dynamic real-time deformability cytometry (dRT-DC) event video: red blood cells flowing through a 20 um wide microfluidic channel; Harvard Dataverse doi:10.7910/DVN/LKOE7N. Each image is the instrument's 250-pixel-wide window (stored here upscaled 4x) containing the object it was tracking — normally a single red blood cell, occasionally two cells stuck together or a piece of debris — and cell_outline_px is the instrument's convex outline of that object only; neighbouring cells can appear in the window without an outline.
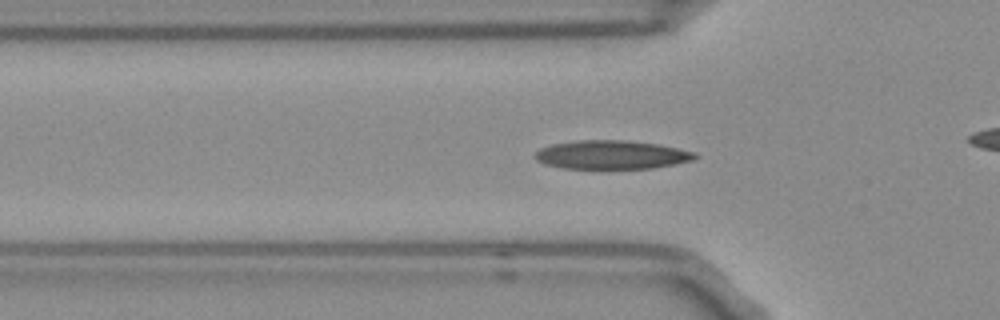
{"species": "Egyptian fruit bat (a non-hibernating species)", "species_latin": "Rousettus aegyptiacus", "temperature_condition": "room temperature", "stored_images_in_passage": 52, "camera_frame_rate_fps": 3000, "um_per_image_px": 0.085, "frame": {"image": 1, "passage_image": 14, "time_ms": 4.333, "image_size_px": [1000, 320], "cell_outline_px": [[696, 156], [684, 160], [664, 164], [640, 168], [576, 168], [552, 164], [540, 160], [536, 156], [544, 148], [560, 144], [648, 144], [672, 148], [688, 152]], "centroid_in_image_um": [51.96, 13.23], "position_along_channel_um": 73.8, "area_um2": 22.2}}
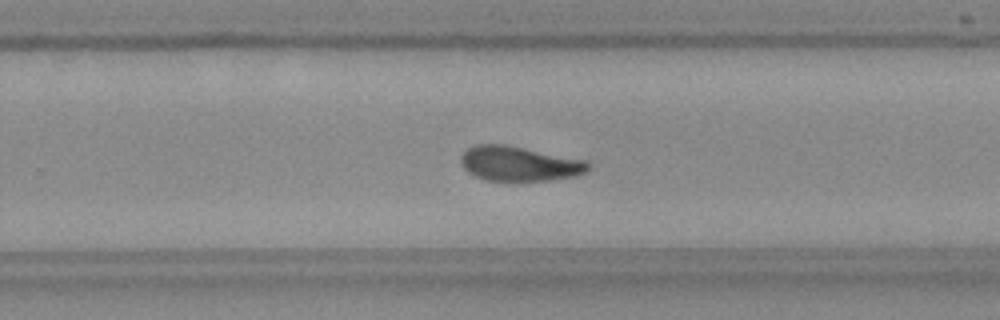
{"frame": {"image": 2, "passage_image": 31, "time_ms": 10.0, "image_size_px": [1000, 320], "cell_outline_px": [[584, 168], [580, 172], [560, 176], [532, 180], [500, 180], [484, 176], [468, 168], [464, 164], [464, 156], [472, 148], [512, 148], [584, 164]], "centroid_in_image_um": [44.0, 13.98], "position_along_channel_um": 285.8, "area_um2": 20.23}}
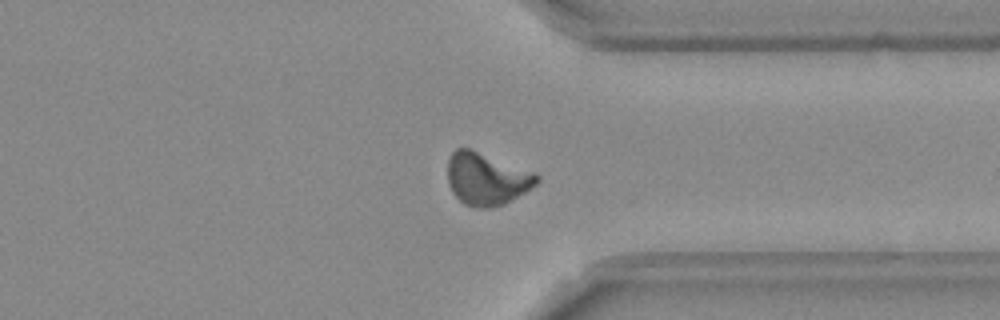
{"frame": {"image": 3, "passage_image": 38, "time_ms": 12.333, "image_size_px": [1000, 320], "cell_outline_px": [[536, 180], [528, 188], [496, 204], [468, 204], [452, 188], [448, 176], [448, 164], [452, 156], [460, 148], [468, 148], [536, 176]], "centroid_in_image_um": [41.25, 15.13], "position_along_channel_um": 370.1, "area_um2": 23.58}, "authors_computed_cell_mechanics": {"area_um2": 21.6461, "velocity_mm_per_s": 3.7247, "shape_relaxation_time_tau1_ms": null, "shape_relaxation_time_tau2_ms": 3.1697, "deformation_change_tau1": null, "deformation_change_tau2": 0.1008}}